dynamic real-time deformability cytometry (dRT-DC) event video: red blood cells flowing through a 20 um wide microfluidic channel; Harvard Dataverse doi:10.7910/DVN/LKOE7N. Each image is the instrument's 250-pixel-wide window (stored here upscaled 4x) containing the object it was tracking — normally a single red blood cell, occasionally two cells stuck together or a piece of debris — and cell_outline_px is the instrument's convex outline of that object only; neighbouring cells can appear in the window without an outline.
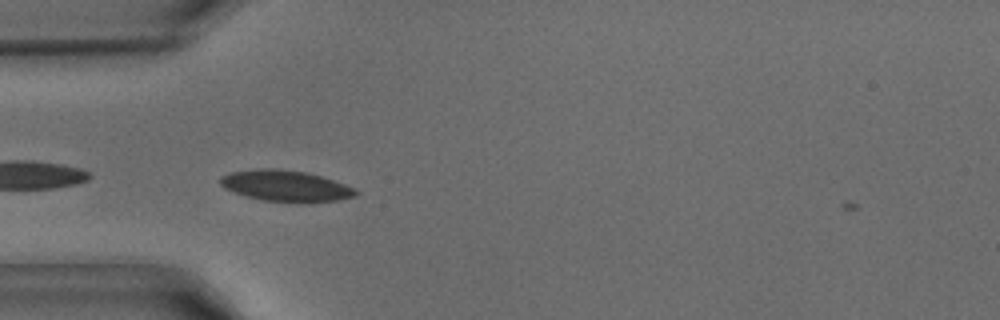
{"species": "common noctule bat (a hibernating species)", "species_latin": "Nyctalus noctula", "temperature_condition": "warm", "stored_images_in_passage": 12, "camera_frame_rate_fps": 3000, "um_per_image_px": 0.085, "animal": {"sex": "male", "body_mass_g": 15.6}, "frame": {"image": 1, "passage_image": 1, "time_ms": 0.0, "image_size_px": [1000, 320], "cell_outline_px": [[360, 192], [356, 196], [340, 200], [308, 204], [300, 204], [264, 200], [248, 196], [224, 188], [220, 184], [220, 176], [232, 172], [260, 168], [276, 168], [304, 172], [320, 176], [344, 184]], "centroid_in_image_um": [24.32, 15.82], "position_along_channel_um": 60.7, "area_um2": 24.74}}
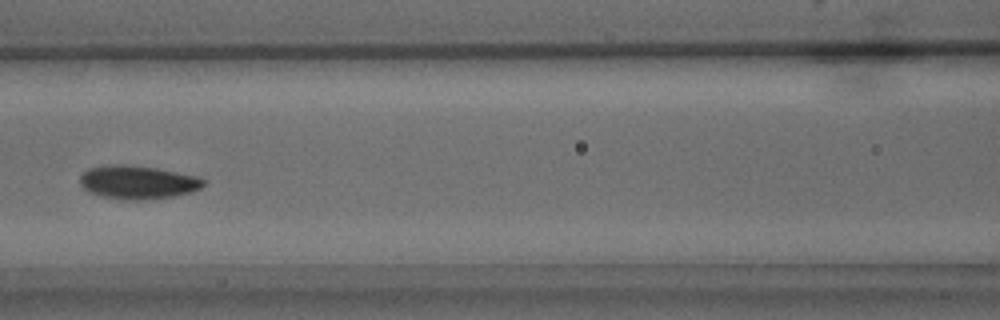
{"frame": {"image": 2, "passage_image": 7, "time_ms": 2.0, "image_size_px": [1000, 320], "cell_outline_px": [[204, 184], [200, 188], [192, 192], [176, 196], [140, 200], [128, 200], [100, 196], [88, 192], [80, 184], [80, 176], [88, 168], [112, 164], [120, 164], [156, 168], [200, 176], [204, 180]], "centroid_in_image_um": [11.71, 15.49], "position_along_channel_um": 154.9, "area_um2": 24.16}}
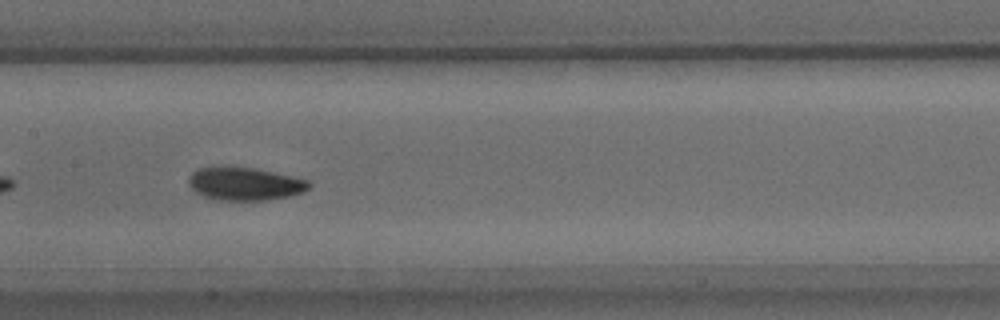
{"frame": {"image": 3, "passage_image": 9, "time_ms": 2.667, "image_size_px": [1000, 320], "cell_outline_px": [[312, 184], [308, 188], [292, 196], [264, 200], [216, 200], [204, 196], [196, 192], [188, 184], [188, 176], [192, 172], [200, 168], [256, 168], [292, 176], [308, 180]], "centroid_in_image_um": [20.82, 15.64], "position_along_channel_um": 186.6, "area_um2": 22.83}}